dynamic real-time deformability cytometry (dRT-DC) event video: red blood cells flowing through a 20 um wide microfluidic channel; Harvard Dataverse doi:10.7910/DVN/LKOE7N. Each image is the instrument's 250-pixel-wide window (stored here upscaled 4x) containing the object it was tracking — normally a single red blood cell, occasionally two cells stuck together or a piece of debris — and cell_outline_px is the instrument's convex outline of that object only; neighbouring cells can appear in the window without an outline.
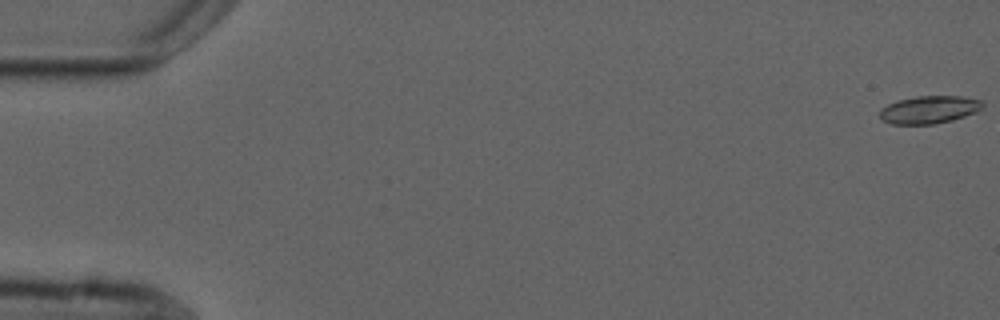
{"species": "common noctule bat (a hibernating species)", "species_latin": "Nyctalus noctula", "temperature_condition": "cold", "stored_images_in_passage": 10, "camera_frame_rate_fps": 3000, "um_per_image_px": 0.085, "animal": {"sex": "male", "forearm_length_mm": 52.5}, "frame": {"image": 1, "passage_image": 1, "time_ms": 0.0, "image_size_px": [1000, 320], "cell_outline_px": [[984, 104], [976, 112], [952, 120], [932, 124], [892, 124], [884, 120], [880, 116], [880, 112], [888, 104], [896, 100], [916, 96], [960, 96], [980, 100]], "centroid_in_image_um": [78.98, 9.31], "position_along_channel_um": 6.0, "area_um2": 16.36}}
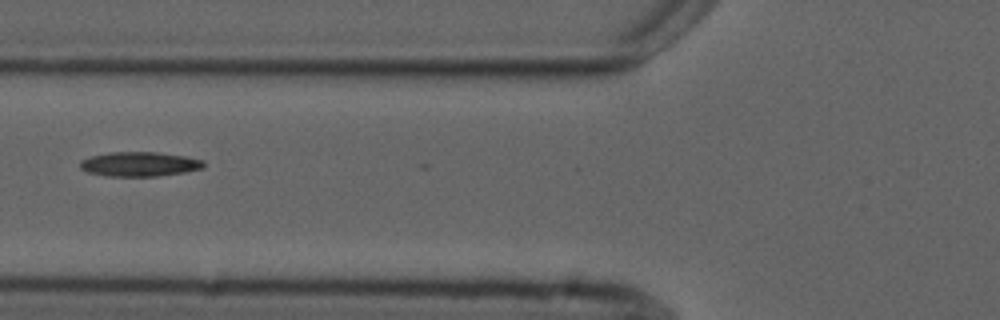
{"frame": {"image": 2, "passage_image": 7, "time_ms": 7.0, "image_size_px": [1000, 320], "cell_outline_px": [[204, 168], [184, 172], [156, 176], [104, 176], [88, 172], [80, 168], [80, 160], [92, 156], [108, 152], [156, 152], [184, 156], [204, 160]], "centroid_in_image_um": [11.84, 13.95], "position_along_channel_um": 114.0, "area_um2": 17.63}}
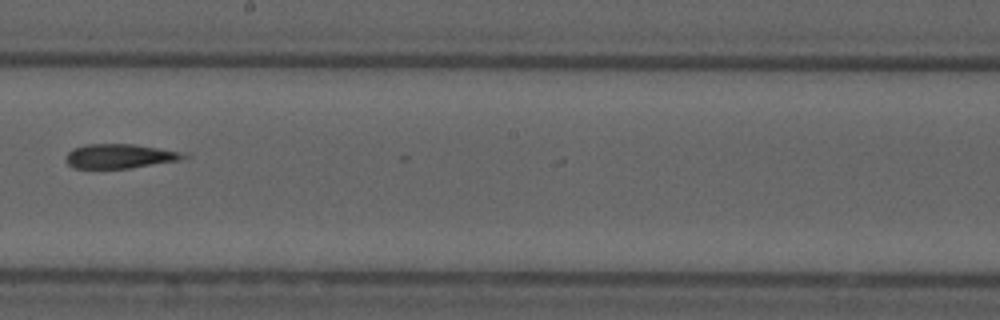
{"frame": {"image": 3, "passage_image": 10, "time_ms": 10.333, "image_size_px": [1000, 320], "cell_outline_px": [[192, 156], [176, 160], [128, 168], [72, 168], [68, 164], [64, 156], [72, 148], [84, 144], [136, 144], [184, 152]], "centroid_in_image_um": [10.14, 13.25], "position_along_channel_um": 238.1, "area_um2": 16.76}}